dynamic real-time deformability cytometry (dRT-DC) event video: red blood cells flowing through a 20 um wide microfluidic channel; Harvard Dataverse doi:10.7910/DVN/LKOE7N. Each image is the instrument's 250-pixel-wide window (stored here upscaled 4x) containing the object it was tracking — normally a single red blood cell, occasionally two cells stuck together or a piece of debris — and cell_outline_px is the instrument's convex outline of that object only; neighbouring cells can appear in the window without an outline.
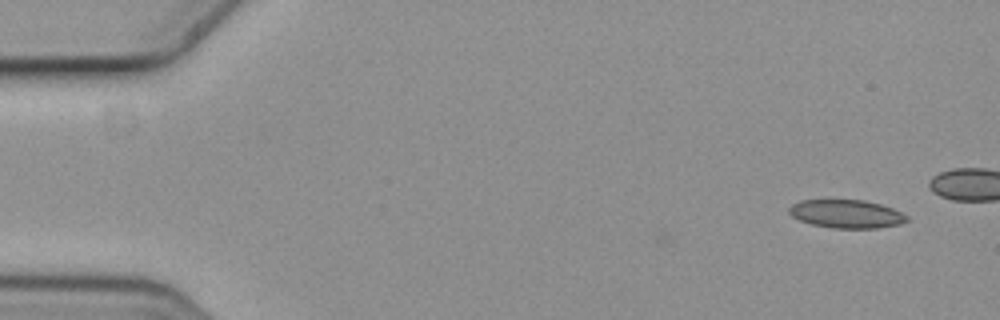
{"species": "common noctule bat (a hibernating species)", "species_latin": "Nyctalus noctula", "temperature_condition": "cold", "stored_images_in_passage": 2, "camera_frame_rate_fps": 3000, "um_per_image_px": 0.085, "animal": {"sex": "female", "body_mass_g": 19.3, "forearm_length_mm": 54.1}, "frame": {"image": 1, "passage_image": 2, "time_ms": 0.333, "image_size_px": [1000, 320], "cell_outline_px": [[908, 220], [900, 224], [876, 228], [832, 228], [812, 224], [800, 220], [792, 216], [788, 212], [788, 208], [792, 204], [800, 200], [864, 200], [880, 204], [892, 208], [908, 216]], "centroid_in_image_um": [71.93, 18.18], "position_along_channel_um": 13.1, "area_um2": 19.36}}